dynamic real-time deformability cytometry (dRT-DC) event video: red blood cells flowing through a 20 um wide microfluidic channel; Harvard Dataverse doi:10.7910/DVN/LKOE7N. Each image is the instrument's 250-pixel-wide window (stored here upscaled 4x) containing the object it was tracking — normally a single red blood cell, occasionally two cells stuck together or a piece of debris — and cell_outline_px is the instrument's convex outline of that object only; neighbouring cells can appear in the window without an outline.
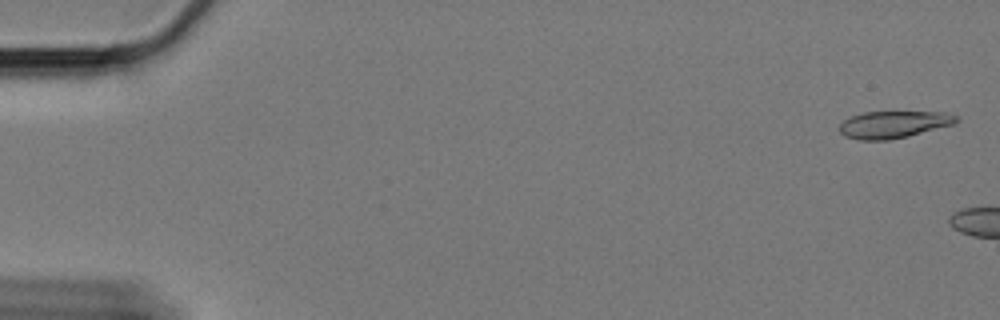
{"species": "Egyptian fruit bat (a non-hibernating species)", "species_latin": "Rousettus aegyptiacus", "temperature_condition": "cold", "stored_images_in_passage": 6, "camera_frame_rate_fps": 3000, "um_per_image_px": 0.085, "animal": {"sex": "female"}, "frame": {"image": 1, "passage_image": 1, "time_ms": 0.0, "image_size_px": [1000, 320], "cell_outline_px": [[956, 120], [952, 124], [908, 136], [888, 140], [860, 140], [844, 136], [840, 132], [840, 124], [844, 120], [852, 116], [864, 112], [940, 112], [956, 116]], "centroid_in_image_um": [75.88, 10.59], "position_along_channel_um": 9.1, "area_um2": 18.03}}